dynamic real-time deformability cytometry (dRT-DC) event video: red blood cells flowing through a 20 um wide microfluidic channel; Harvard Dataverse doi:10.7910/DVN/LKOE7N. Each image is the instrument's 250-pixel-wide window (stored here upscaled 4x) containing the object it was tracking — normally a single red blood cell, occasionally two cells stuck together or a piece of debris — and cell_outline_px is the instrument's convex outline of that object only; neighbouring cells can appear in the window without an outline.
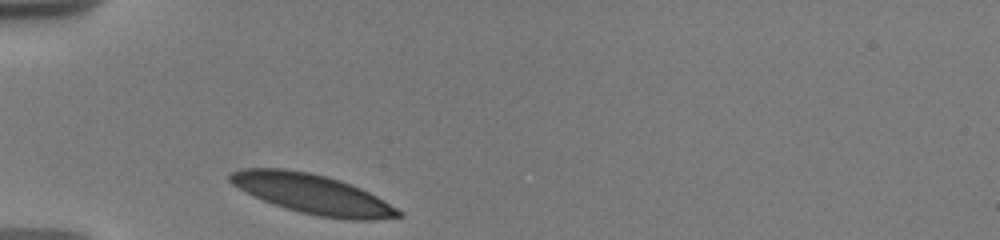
{"species": "human", "species_latin": "Homo sapiens", "temperature_condition": "warm", "stored_images_in_passage": 20, "camera_frame_rate_fps": 3000, "um_per_image_px": 0.085, "donor": {"sex": "male"}, "frame": {"image": 1, "passage_image": 1, "time_ms": 0.0, "image_size_px": [1000, 240], "cell_outline_px": [[404, 216], [376, 220], [352, 220], [320, 216], [300, 212], [264, 200], [232, 184], [228, 180], [228, 176], [232, 172], [240, 168], [284, 168], [308, 172], [328, 176], [340, 180], [360, 188], [376, 196], [404, 212]], "centroid_in_image_um": [26.6, 16.48], "position_along_channel_um": 58.4, "area_um2": 38.44}}
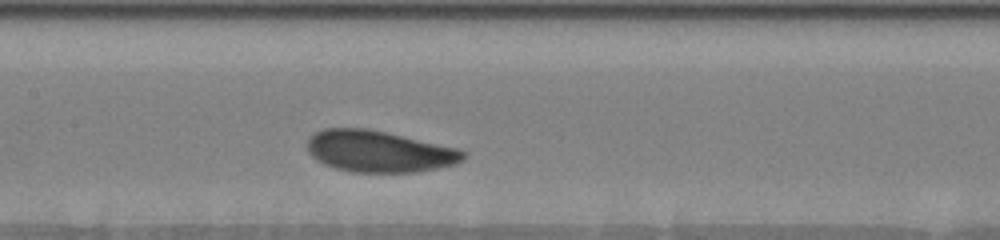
{"frame": {"image": 2, "passage_image": 7, "time_ms": 3.667, "image_size_px": [1000, 240], "cell_outline_px": [[468, 152], [464, 160], [456, 164], [416, 172], [352, 172], [336, 168], [324, 164], [316, 160], [308, 152], [308, 136], [324, 128], [368, 128], [456, 148]], "centroid_in_image_um": [32.21, 12.87], "position_along_channel_um": 175.2, "area_um2": 37.69}}
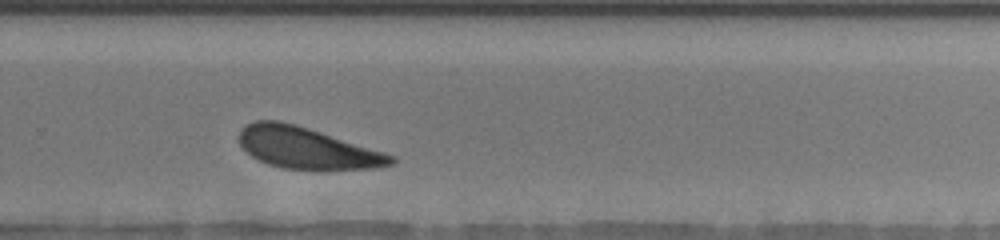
{"frame": {"image": 3, "passage_image": 15, "time_ms": 7.333, "image_size_px": [1000, 240], "cell_outline_px": [[396, 160], [392, 164], [376, 168], [316, 172], [280, 168], [268, 164], [252, 156], [240, 144], [240, 128], [244, 124], [256, 120], [280, 120], [296, 124], [384, 152], [396, 156]], "centroid_in_image_um": [26.1, 12.62], "position_along_channel_um": 303.7, "area_um2": 37.45}, "authors_computed_cell_mechanics": {"area_um2": 37.4833, "velocity_mm_per_s": 3.5151, "shape_relaxation_time_tau1_ms": 2.0178, "shape_relaxation_time_tau2_ms": null, "deformation_change_tau1": 0.0996, "deformation_change_tau2": null}}